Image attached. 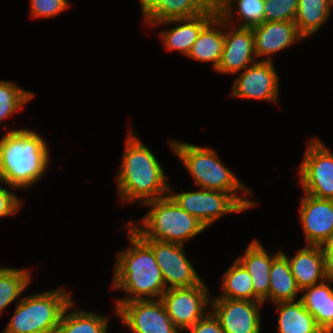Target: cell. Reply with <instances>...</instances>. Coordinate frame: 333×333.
Instances as JSON below:
<instances>
[{"instance_id": "484cf974", "label": "cell", "mask_w": 333, "mask_h": 333, "mask_svg": "<svg viewBox=\"0 0 333 333\" xmlns=\"http://www.w3.org/2000/svg\"><path fill=\"white\" fill-rule=\"evenodd\" d=\"M269 279L268 300L271 303L298 300L301 290L291 273L288 259L281 252L272 261Z\"/></svg>"}, {"instance_id": "5b68a950", "label": "cell", "mask_w": 333, "mask_h": 333, "mask_svg": "<svg viewBox=\"0 0 333 333\" xmlns=\"http://www.w3.org/2000/svg\"><path fill=\"white\" fill-rule=\"evenodd\" d=\"M148 213L138 222L127 225L141 238L185 245L207 228L194 216L180 208L169 196L143 204ZM137 223V224H136Z\"/></svg>"}, {"instance_id": "3957f363", "label": "cell", "mask_w": 333, "mask_h": 333, "mask_svg": "<svg viewBox=\"0 0 333 333\" xmlns=\"http://www.w3.org/2000/svg\"><path fill=\"white\" fill-rule=\"evenodd\" d=\"M47 141L35 130L9 129L0 138V173L6 187L26 189L36 184L49 169Z\"/></svg>"}, {"instance_id": "4dcf8cb0", "label": "cell", "mask_w": 333, "mask_h": 333, "mask_svg": "<svg viewBox=\"0 0 333 333\" xmlns=\"http://www.w3.org/2000/svg\"><path fill=\"white\" fill-rule=\"evenodd\" d=\"M298 0H264V22L295 21Z\"/></svg>"}, {"instance_id": "d6a6232c", "label": "cell", "mask_w": 333, "mask_h": 333, "mask_svg": "<svg viewBox=\"0 0 333 333\" xmlns=\"http://www.w3.org/2000/svg\"><path fill=\"white\" fill-rule=\"evenodd\" d=\"M2 183H0V218L16 215L20 208H22V199H19L20 197L18 194L14 193L10 190H18L14 187H11V189H8L6 187H1Z\"/></svg>"}, {"instance_id": "7c38bea8", "label": "cell", "mask_w": 333, "mask_h": 333, "mask_svg": "<svg viewBox=\"0 0 333 333\" xmlns=\"http://www.w3.org/2000/svg\"><path fill=\"white\" fill-rule=\"evenodd\" d=\"M274 64V61L261 59L237 74L230 95L235 98L278 103L280 83Z\"/></svg>"}, {"instance_id": "ba28073f", "label": "cell", "mask_w": 333, "mask_h": 333, "mask_svg": "<svg viewBox=\"0 0 333 333\" xmlns=\"http://www.w3.org/2000/svg\"><path fill=\"white\" fill-rule=\"evenodd\" d=\"M212 295L202 280L191 287L167 289L160 300L171 321L184 332L211 311Z\"/></svg>"}, {"instance_id": "e0dca14e", "label": "cell", "mask_w": 333, "mask_h": 333, "mask_svg": "<svg viewBox=\"0 0 333 333\" xmlns=\"http://www.w3.org/2000/svg\"><path fill=\"white\" fill-rule=\"evenodd\" d=\"M218 14L216 4H214L206 13L190 18H181L167 20L164 22L152 24L150 27L158 25H175L169 29L159 31V36L163 47L167 51H178L187 56L194 42L197 40L201 30Z\"/></svg>"}, {"instance_id": "277c9868", "label": "cell", "mask_w": 333, "mask_h": 333, "mask_svg": "<svg viewBox=\"0 0 333 333\" xmlns=\"http://www.w3.org/2000/svg\"><path fill=\"white\" fill-rule=\"evenodd\" d=\"M168 143L198 188L229 193L246 210L260 204L246 197L253 192L230 168L224 165L214 149L174 139H170Z\"/></svg>"}, {"instance_id": "6da1fadb", "label": "cell", "mask_w": 333, "mask_h": 333, "mask_svg": "<svg viewBox=\"0 0 333 333\" xmlns=\"http://www.w3.org/2000/svg\"><path fill=\"white\" fill-rule=\"evenodd\" d=\"M130 126L126 135L116 189L120 202L138 201L140 205L168 195L170 178L165 175L156 155L136 135Z\"/></svg>"}, {"instance_id": "1f68e13d", "label": "cell", "mask_w": 333, "mask_h": 333, "mask_svg": "<svg viewBox=\"0 0 333 333\" xmlns=\"http://www.w3.org/2000/svg\"><path fill=\"white\" fill-rule=\"evenodd\" d=\"M30 18H53L68 9L71 3L68 0H29Z\"/></svg>"}, {"instance_id": "d6986e66", "label": "cell", "mask_w": 333, "mask_h": 333, "mask_svg": "<svg viewBox=\"0 0 333 333\" xmlns=\"http://www.w3.org/2000/svg\"><path fill=\"white\" fill-rule=\"evenodd\" d=\"M269 253L258 239H253L237 260L249 272L254 288V301L266 303L270 287V270L273 259L279 254Z\"/></svg>"}, {"instance_id": "f546056e", "label": "cell", "mask_w": 333, "mask_h": 333, "mask_svg": "<svg viewBox=\"0 0 333 333\" xmlns=\"http://www.w3.org/2000/svg\"><path fill=\"white\" fill-rule=\"evenodd\" d=\"M35 94L23 89L14 81L0 80V125L1 123L22 110Z\"/></svg>"}, {"instance_id": "e575fe53", "label": "cell", "mask_w": 333, "mask_h": 333, "mask_svg": "<svg viewBox=\"0 0 333 333\" xmlns=\"http://www.w3.org/2000/svg\"><path fill=\"white\" fill-rule=\"evenodd\" d=\"M322 254L326 258L329 269L333 274V231L327 236V238L320 244Z\"/></svg>"}, {"instance_id": "4316f807", "label": "cell", "mask_w": 333, "mask_h": 333, "mask_svg": "<svg viewBox=\"0 0 333 333\" xmlns=\"http://www.w3.org/2000/svg\"><path fill=\"white\" fill-rule=\"evenodd\" d=\"M332 0H298L295 24L306 39L323 28L331 18Z\"/></svg>"}, {"instance_id": "7a4b0ae2", "label": "cell", "mask_w": 333, "mask_h": 333, "mask_svg": "<svg viewBox=\"0 0 333 333\" xmlns=\"http://www.w3.org/2000/svg\"><path fill=\"white\" fill-rule=\"evenodd\" d=\"M130 246L117 253L111 288L126 293L115 302L160 299L167 290L152 249L126 224Z\"/></svg>"}, {"instance_id": "ac0fdd59", "label": "cell", "mask_w": 333, "mask_h": 333, "mask_svg": "<svg viewBox=\"0 0 333 333\" xmlns=\"http://www.w3.org/2000/svg\"><path fill=\"white\" fill-rule=\"evenodd\" d=\"M281 253L288 259L300 290L319 284L332 275L320 246L306 245L290 258L284 251L281 250Z\"/></svg>"}, {"instance_id": "30bf717a", "label": "cell", "mask_w": 333, "mask_h": 333, "mask_svg": "<svg viewBox=\"0 0 333 333\" xmlns=\"http://www.w3.org/2000/svg\"><path fill=\"white\" fill-rule=\"evenodd\" d=\"M113 310L132 333H182L160 299L114 302Z\"/></svg>"}, {"instance_id": "7402d4cb", "label": "cell", "mask_w": 333, "mask_h": 333, "mask_svg": "<svg viewBox=\"0 0 333 333\" xmlns=\"http://www.w3.org/2000/svg\"><path fill=\"white\" fill-rule=\"evenodd\" d=\"M224 37L225 21L217 14L201 30L186 57L200 62H210L215 71L222 57Z\"/></svg>"}, {"instance_id": "cb8c5ba5", "label": "cell", "mask_w": 333, "mask_h": 333, "mask_svg": "<svg viewBox=\"0 0 333 333\" xmlns=\"http://www.w3.org/2000/svg\"><path fill=\"white\" fill-rule=\"evenodd\" d=\"M274 305L278 312L277 333H320L322 331L299 298Z\"/></svg>"}, {"instance_id": "8d00e7d4", "label": "cell", "mask_w": 333, "mask_h": 333, "mask_svg": "<svg viewBox=\"0 0 333 333\" xmlns=\"http://www.w3.org/2000/svg\"><path fill=\"white\" fill-rule=\"evenodd\" d=\"M0 183H3V181H2V177H1V173H0Z\"/></svg>"}, {"instance_id": "603a6c76", "label": "cell", "mask_w": 333, "mask_h": 333, "mask_svg": "<svg viewBox=\"0 0 333 333\" xmlns=\"http://www.w3.org/2000/svg\"><path fill=\"white\" fill-rule=\"evenodd\" d=\"M215 4L218 15L230 25L252 28L264 23V0H215Z\"/></svg>"}, {"instance_id": "8fae6325", "label": "cell", "mask_w": 333, "mask_h": 333, "mask_svg": "<svg viewBox=\"0 0 333 333\" xmlns=\"http://www.w3.org/2000/svg\"><path fill=\"white\" fill-rule=\"evenodd\" d=\"M153 251L166 289L191 287L199 284L202 278L185 254L184 245L142 239Z\"/></svg>"}, {"instance_id": "d4e9b609", "label": "cell", "mask_w": 333, "mask_h": 333, "mask_svg": "<svg viewBox=\"0 0 333 333\" xmlns=\"http://www.w3.org/2000/svg\"><path fill=\"white\" fill-rule=\"evenodd\" d=\"M75 300H72L64 310L56 333H108L109 317L107 314L98 312L83 311L74 307Z\"/></svg>"}, {"instance_id": "9c48e42d", "label": "cell", "mask_w": 333, "mask_h": 333, "mask_svg": "<svg viewBox=\"0 0 333 333\" xmlns=\"http://www.w3.org/2000/svg\"><path fill=\"white\" fill-rule=\"evenodd\" d=\"M168 195L177 205L196 217L206 228L228 213L246 212V209L229 193L198 188L197 191L174 192L169 184Z\"/></svg>"}, {"instance_id": "4fadbf2b", "label": "cell", "mask_w": 333, "mask_h": 333, "mask_svg": "<svg viewBox=\"0 0 333 333\" xmlns=\"http://www.w3.org/2000/svg\"><path fill=\"white\" fill-rule=\"evenodd\" d=\"M263 302L212 298L211 312L224 333H261Z\"/></svg>"}, {"instance_id": "ffe728a7", "label": "cell", "mask_w": 333, "mask_h": 333, "mask_svg": "<svg viewBox=\"0 0 333 333\" xmlns=\"http://www.w3.org/2000/svg\"><path fill=\"white\" fill-rule=\"evenodd\" d=\"M215 0H154L143 12L145 26L206 13Z\"/></svg>"}, {"instance_id": "836d02e7", "label": "cell", "mask_w": 333, "mask_h": 333, "mask_svg": "<svg viewBox=\"0 0 333 333\" xmlns=\"http://www.w3.org/2000/svg\"><path fill=\"white\" fill-rule=\"evenodd\" d=\"M187 333H224L219 320L210 311L204 318L186 330Z\"/></svg>"}, {"instance_id": "2e32d148", "label": "cell", "mask_w": 333, "mask_h": 333, "mask_svg": "<svg viewBox=\"0 0 333 333\" xmlns=\"http://www.w3.org/2000/svg\"><path fill=\"white\" fill-rule=\"evenodd\" d=\"M257 59L274 61L273 54L287 49L305 38L299 33L294 21H271L252 27Z\"/></svg>"}, {"instance_id": "9a60e30c", "label": "cell", "mask_w": 333, "mask_h": 333, "mask_svg": "<svg viewBox=\"0 0 333 333\" xmlns=\"http://www.w3.org/2000/svg\"><path fill=\"white\" fill-rule=\"evenodd\" d=\"M299 215L306 245L320 246L333 231V199H319L304 193L300 198Z\"/></svg>"}, {"instance_id": "83f0119b", "label": "cell", "mask_w": 333, "mask_h": 333, "mask_svg": "<svg viewBox=\"0 0 333 333\" xmlns=\"http://www.w3.org/2000/svg\"><path fill=\"white\" fill-rule=\"evenodd\" d=\"M221 294L212 298H227L254 301V288L249 272L235 259L223 273Z\"/></svg>"}, {"instance_id": "44dd1931", "label": "cell", "mask_w": 333, "mask_h": 333, "mask_svg": "<svg viewBox=\"0 0 333 333\" xmlns=\"http://www.w3.org/2000/svg\"><path fill=\"white\" fill-rule=\"evenodd\" d=\"M332 283L333 274L319 284L302 289V296L299 297L305 309L314 317L317 326L327 333H333Z\"/></svg>"}, {"instance_id": "5bb4252c", "label": "cell", "mask_w": 333, "mask_h": 333, "mask_svg": "<svg viewBox=\"0 0 333 333\" xmlns=\"http://www.w3.org/2000/svg\"><path fill=\"white\" fill-rule=\"evenodd\" d=\"M252 28L236 27L225 22L222 57L218 74L236 75L258 61Z\"/></svg>"}, {"instance_id": "d590c367", "label": "cell", "mask_w": 333, "mask_h": 333, "mask_svg": "<svg viewBox=\"0 0 333 333\" xmlns=\"http://www.w3.org/2000/svg\"><path fill=\"white\" fill-rule=\"evenodd\" d=\"M154 0H139L141 12H143Z\"/></svg>"}, {"instance_id": "52a82bcc", "label": "cell", "mask_w": 333, "mask_h": 333, "mask_svg": "<svg viewBox=\"0 0 333 333\" xmlns=\"http://www.w3.org/2000/svg\"><path fill=\"white\" fill-rule=\"evenodd\" d=\"M303 193L333 199V153L317 137H311L298 167Z\"/></svg>"}, {"instance_id": "f1b7e54d", "label": "cell", "mask_w": 333, "mask_h": 333, "mask_svg": "<svg viewBox=\"0 0 333 333\" xmlns=\"http://www.w3.org/2000/svg\"><path fill=\"white\" fill-rule=\"evenodd\" d=\"M31 276V270L28 268L0 266V315L10 304L20 302L21 294L32 283Z\"/></svg>"}, {"instance_id": "8992f818", "label": "cell", "mask_w": 333, "mask_h": 333, "mask_svg": "<svg viewBox=\"0 0 333 333\" xmlns=\"http://www.w3.org/2000/svg\"><path fill=\"white\" fill-rule=\"evenodd\" d=\"M63 287L22 297L2 333H56L72 292Z\"/></svg>"}]
</instances>
